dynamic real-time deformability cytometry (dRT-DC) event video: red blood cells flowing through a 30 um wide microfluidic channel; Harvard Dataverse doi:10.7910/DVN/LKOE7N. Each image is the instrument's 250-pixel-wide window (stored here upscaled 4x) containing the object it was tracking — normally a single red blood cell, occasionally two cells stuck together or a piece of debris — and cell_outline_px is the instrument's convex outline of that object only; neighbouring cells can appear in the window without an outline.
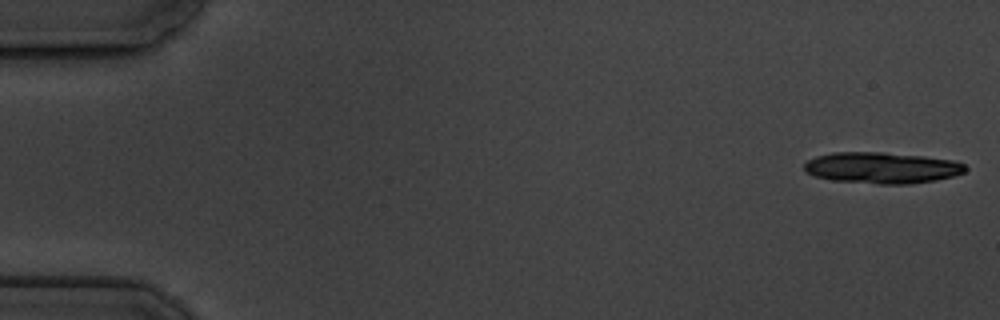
{"species": "common noctule bat (a hibernating species)", "species_latin": "Nyctalus noctula", "temperature_condition": "cold", "stored_images_in_passage": 6, "camera_frame_rate_fps": 3000, "um_per_image_px": 0.085, "animal": {"sex": "male", "body_mass_g": 19.5, "forearm_length_mm": 54.6}, "frame": {"image": 1, "passage_image": 1, "time_ms": 0.0, "image_size_px": [1000, 320], "cell_outline_px": [[968, 168], [964, 172], [952, 176], [936, 180], [908, 184], [880, 184], [832, 180], [816, 176], [808, 172], [804, 168], [804, 164], [808, 160], [816, 156], [832, 152], [884, 152], [924, 156], [952, 160], [964, 164]], "centroid_in_image_um": [74.97, 14.25], "position_along_channel_um": 10.0, "area_um2": 29.25}}
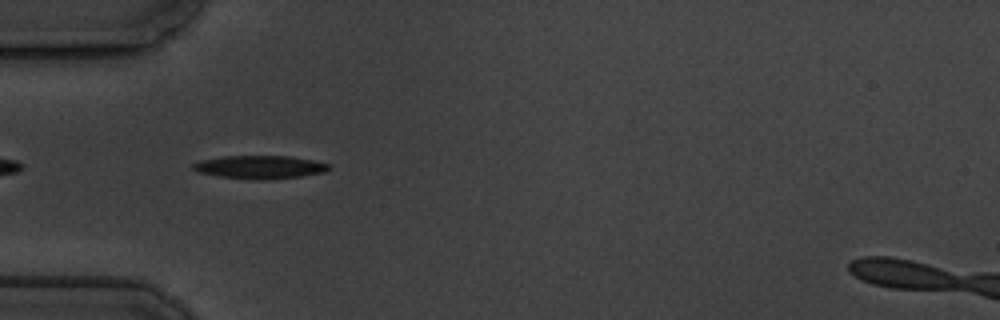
{"frame": {"image": 2, "passage_image": 5, "time_ms": 5.667, "image_size_px": [1000, 320], "cell_outline_px": [[332, 168], [324, 172], [304, 176], [260, 180], [256, 180], [220, 176], [196, 172], [192, 168], [192, 164], [200, 160], [224, 156], [288, 156], [312, 160], [328, 164]], "centroid_in_image_um": [22.07, 14.2], "position_along_channel_um": 62.9, "area_um2": 18.32}}